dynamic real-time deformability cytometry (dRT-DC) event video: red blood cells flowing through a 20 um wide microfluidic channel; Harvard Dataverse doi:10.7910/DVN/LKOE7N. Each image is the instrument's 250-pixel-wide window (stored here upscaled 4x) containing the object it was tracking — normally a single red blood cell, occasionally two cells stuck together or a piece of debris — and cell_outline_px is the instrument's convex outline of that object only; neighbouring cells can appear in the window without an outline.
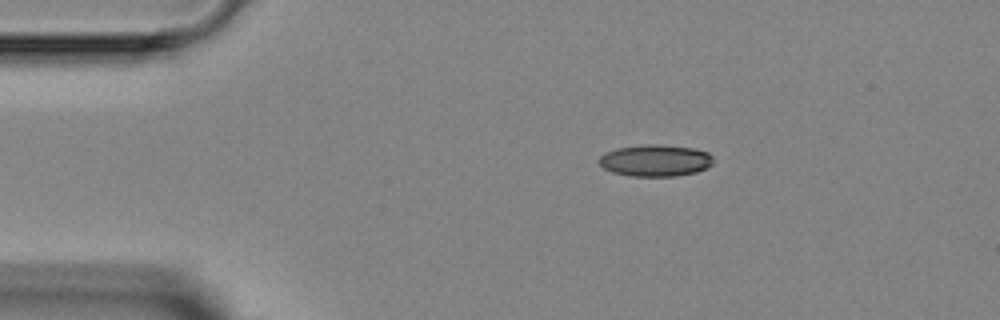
{"species": "Egyptian fruit bat (a non-hibernating species)", "species_latin": "Rousettus aegyptiacus", "temperature_condition": "room temperature", "stored_images_in_passage": 4, "camera_frame_rate_fps": 3000, "um_per_image_px": 0.085, "animal": {"sex": "female"}, "frame": {"image": 1, "passage_image": 4, "time_ms": 5.0, "image_size_px": [1000, 320], "cell_outline_px": [[712, 164], [708, 168], [696, 172], [676, 176], [632, 176], [612, 172], [604, 168], [596, 160], [604, 152], [616, 148], [648, 144], [660, 144], [696, 148], [708, 152], [712, 156]], "centroid_in_image_um": [55.7, 13.63], "position_along_channel_um": 29.3, "area_um2": 21.39}}